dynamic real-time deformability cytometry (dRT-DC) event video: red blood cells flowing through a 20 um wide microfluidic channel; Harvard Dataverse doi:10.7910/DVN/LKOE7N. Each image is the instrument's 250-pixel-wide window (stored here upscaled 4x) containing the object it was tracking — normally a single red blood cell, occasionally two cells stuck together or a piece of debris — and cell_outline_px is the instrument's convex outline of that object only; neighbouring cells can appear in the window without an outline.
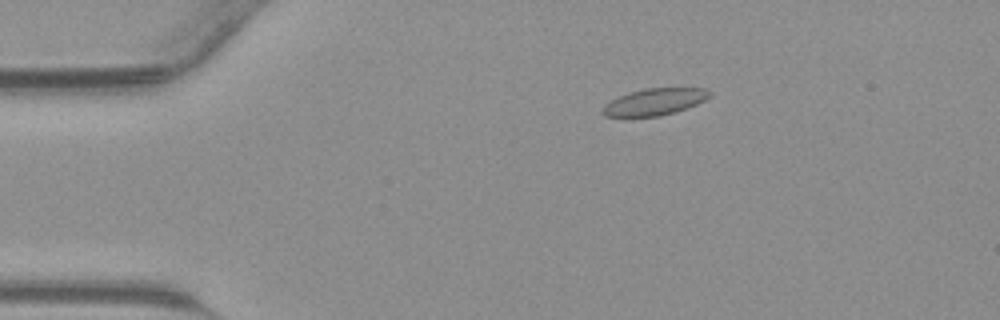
{"species": "common noctule bat (a hibernating species)", "species_latin": "Nyctalus noctula", "temperature_condition": "warm", "stored_images_in_passage": 45, "camera_frame_rate_fps": 3000, "um_per_image_px": 0.085, "animal": {"sex": "male", "body_mass_g": 23.1, "forearm_length_mm": 52.7}, "frame": {"image": 1, "passage_image": 9, "time_ms": 2.667, "image_size_px": [1000, 320], "cell_outline_px": [[712, 96], [696, 104], [676, 112], [660, 116], [604, 116], [600, 112], [604, 104], [628, 92], [644, 88], [704, 88], [712, 92]], "centroid_in_image_um": [55.64, 8.65], "position_along_channel_um": 29.4, "area_um2": 16.7}}
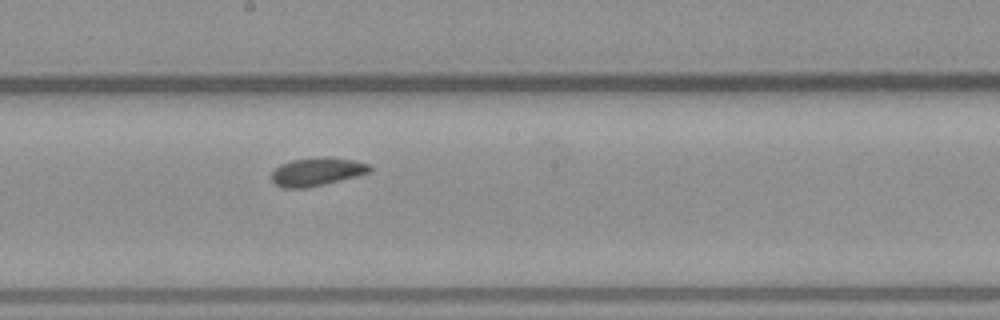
{"frame": {"image": 2, "passage_image": 25, "time_ms": 8.0, "image_size_px": [1000, 320], "cell_outline_px": [[372, 172], [308, 188], [280, 188], [272, 180], [272, 172], [280, 164], [292, 160], [316, 156], [332, 156], [372, 164]], "centroid_in_image_um": [26.96, 14.58], "position_along_channel_um": 221.2, "area_um2": 16.47}}
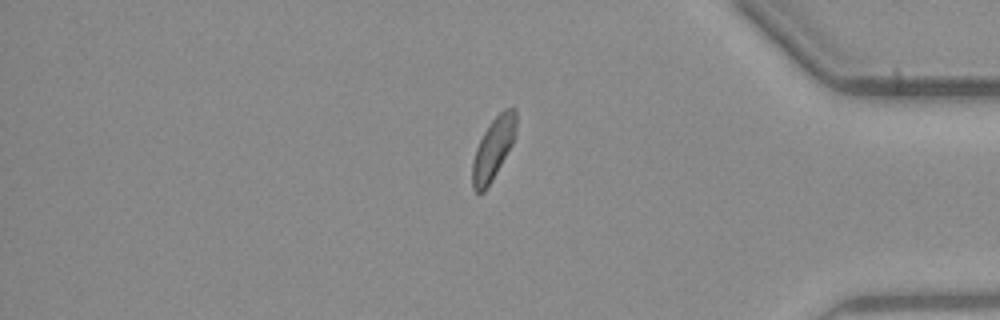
{"frame": {"image": 3, "passage_image": 38, "time_ms": 12.333, "image_size_px": [1000, 320], "cell_outline_px": [[516, 136], [512, 144], [492, 180], [484, 192], [476, 192], [472, 188], [472, 164], [476, 148], [488, 124], [504, 108], [516, 108]], "centroid_in_image_um": [41.93, 12.62], "position_along_channel_um": 393.3, "area_um2": 15.72}}